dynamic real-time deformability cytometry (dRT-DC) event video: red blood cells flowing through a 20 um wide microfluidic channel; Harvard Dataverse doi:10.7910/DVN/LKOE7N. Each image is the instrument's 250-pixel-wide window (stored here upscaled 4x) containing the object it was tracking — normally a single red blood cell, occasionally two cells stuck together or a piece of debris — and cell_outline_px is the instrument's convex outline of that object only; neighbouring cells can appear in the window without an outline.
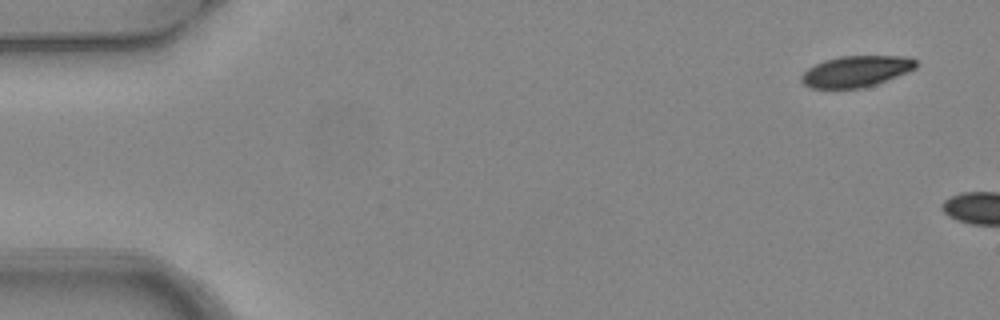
{"species": "common noctule bat (a hibernating species)", "species_latin": "Nyctalus noctula", "temperature_condition": "warm", "stored_images_in_passage": 2, "camera_frame_rate_fps": 3000, "um_per_image_px": 0.085, "animal": {"sex": "female", "body_mass_g": 24.6, "forearm_length_mm": 56.2}, "frame": {"image": 1, "passage_image": 1, "time_ms": 0.0, "image_size_px": [1000, 320], "cell_outline_px": [[916, 68], [908, 72], [876, 84], [864, 88], [812, 88], [804, 84], [800, 80], [800, 76], [808, 68], [824, 60], [840, 56], [908, 56], [916, 60]], "centroid_in_image_um": [72.77, 6.06], "position_along_channel_um": 12.2, "area_um2": 20.81}}